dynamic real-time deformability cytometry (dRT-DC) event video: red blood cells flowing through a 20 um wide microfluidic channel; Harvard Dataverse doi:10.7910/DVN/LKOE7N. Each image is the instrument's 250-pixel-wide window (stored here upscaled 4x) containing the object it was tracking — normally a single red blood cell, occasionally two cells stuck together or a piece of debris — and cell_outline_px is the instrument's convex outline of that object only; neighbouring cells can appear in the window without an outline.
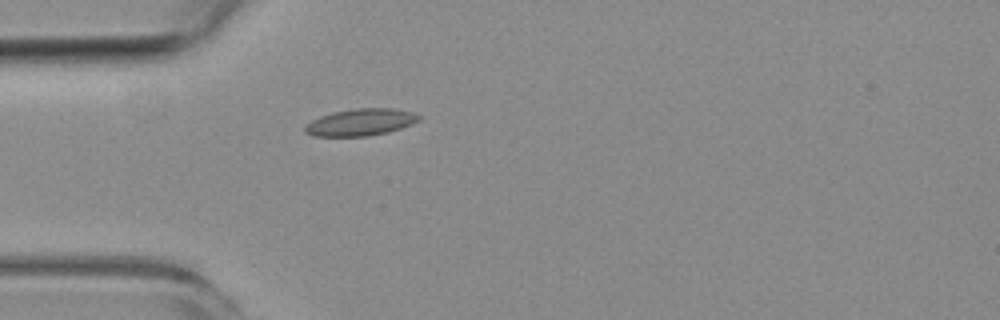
{"species": "common noctule bat (a hibernating species)", "species_latin": "Nyctalus noctula", "temperature_condition": "room temperature", "stored_images_in_passage": 5, "camera_frame_rate_fps": 3000, "um_per_image_px": 0.085, "animal": {"sex": "female", "body_mass_g": 19.3, "forearm_length_mm": 54.1}, "frame": {"image": 1, "passage_image": 5, "time_ms": 5.0, "image_size_px": [1000, 320], "cell_outline_px": [[420, 120], [412, 124], [388, 132], [364, 136], [312, 136], [304, 132], [304, 128], [312, 120], [320, 116], [332, 112], [356, 108], [392, 108], [412, 112], [420, 116]], "centroid_in_image_um": [30.64, 10.39], "position_along_channel_um": 54.4, "area_um2": 17.8}}